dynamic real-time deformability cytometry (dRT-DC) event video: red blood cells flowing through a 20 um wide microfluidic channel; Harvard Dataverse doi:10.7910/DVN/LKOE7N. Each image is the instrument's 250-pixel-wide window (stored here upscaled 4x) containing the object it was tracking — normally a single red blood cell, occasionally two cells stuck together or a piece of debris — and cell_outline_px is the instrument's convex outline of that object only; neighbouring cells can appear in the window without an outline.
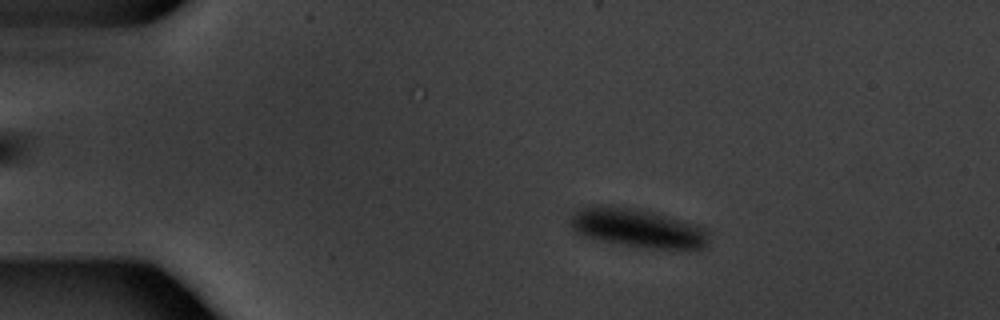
{"species": "common noctule bat (a hibernating species)", "species_latin": "Nyctalus noctula", "temperature_condition": "warm", "stored_images_in_passage": 54, "camera_frame_rate_fps": 3000, "um_per_image_px": 0.085, "animal": {"sex": "male", "body_mass_g": 20.1, "forearm_length_mm": 53.5}, "frame": {"image": 1, "passage_image": 10, "time_ms": 3.0, "image_size_px": [1000, 320], "cell_outline_px": [[708, 240], [700, 248], [640, 248], [596, 240], [580, 236], [572, 228], [572, 212], [584, 204], [608, 204], [640, 208], [696, 224], [708, 228]], "centroid_in_image_um": [54.09, 19.34], "position_along_channel_um": 30.9, "area_um2": 32.08}}
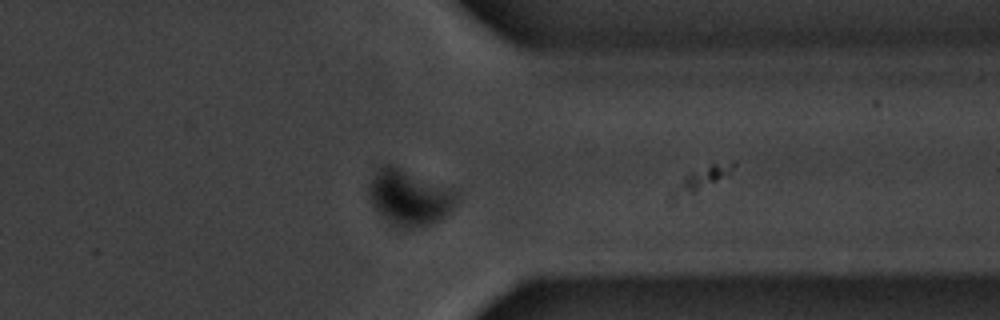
{"frame": {"image": 2, "passage_image": 43, "time_ms": 14.0, "image_size_px": [1000, 320], "cell_outline_px": [[460, 196], [452, 208], [440, 220], [432, 224], [420, 228], [400, 232], [376, 208], [372, 200], [368, 188], [372, 176], [376, 168], [380, 164], [392, 164], [448, 188], [456, 192]], "centroid_in_image_um": [34.79, 16.82], "position_along_channel_um": 376.6, "area_um2": 28.5}}
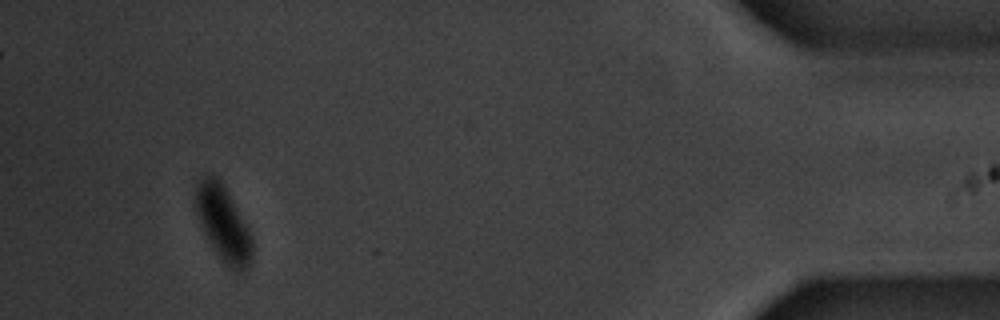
{"frame": {"image": 3, "passage_image": 51, "time_ms": 16.667, "image_size_px": [1000, 320], "cell_outline_px": [[252, 260], [244, 276], [228, 268], [220, 260], [212, 248], [200, 224], [196, 212], [196, 184], [200, 176], [216, 176], [224, 184], [248, 228], [252, 236]], "centroid_in_image_um": [19.0, 19.08], "position_along_channel_um": 416.2, "area_um2": 25.26}}